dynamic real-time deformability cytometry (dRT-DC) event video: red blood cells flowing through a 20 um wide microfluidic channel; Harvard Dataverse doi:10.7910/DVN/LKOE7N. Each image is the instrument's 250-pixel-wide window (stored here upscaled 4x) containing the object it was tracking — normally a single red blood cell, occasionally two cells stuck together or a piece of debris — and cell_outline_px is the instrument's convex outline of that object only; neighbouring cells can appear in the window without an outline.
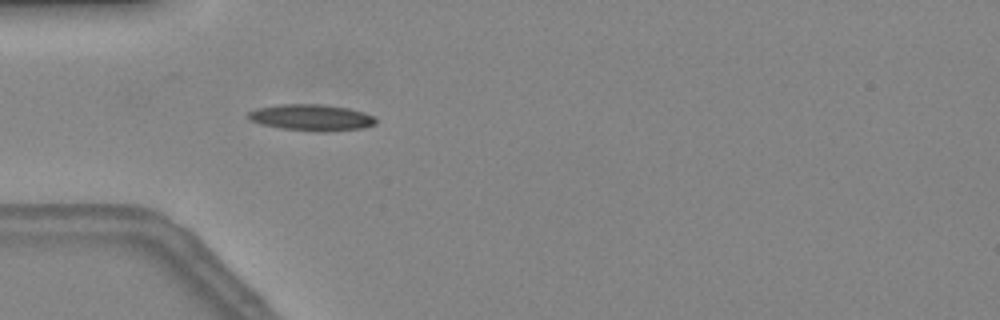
{"species": "common noctule bat (a hibernating species)", "species_latin": "Nyctalus noctula", "temperature_condition": "warm", "stored_images_in_passage": 48, "camera_frame_rate_fps": 3000, "um_per_image_px": 0.085, "animal": {"sex": "female", "body_mass_g": 24.6, "forearm_length_mm": 56.2}, "frame": {"image": 1, "passage_image": 15, "time_ms": 4.667, "image_size_px": [1000, 320], "cell_outline_px": [[376, 124], [364, 128], [324, 132], [320, 132], [280, 128], [260, 124], [244, 116], [248, 112], [256, 108], [280, 104], [320, 104], [348, 108], [364, 112], [372, 116], [376, 120]], "centroid_in_image_um": [26.45, 9.99], "position_along_channel_um": 58.6, "area_um2": 19.71}}
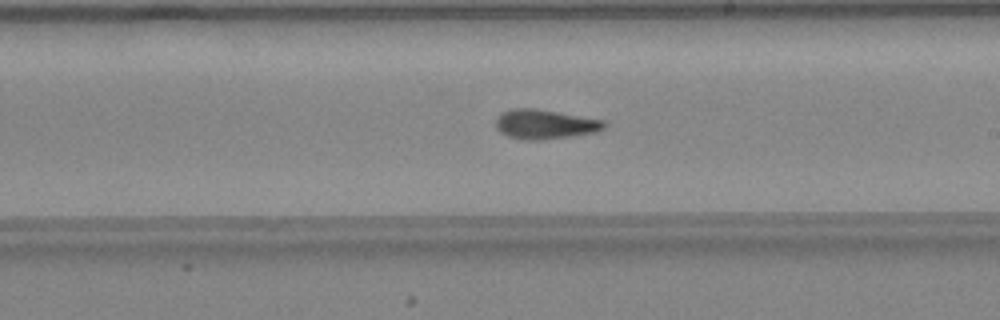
{"frame": {"image": 2, "passage_image": 28, "time_ms": 9.0, "image_size_px": [1000, 320], "cell_outline_px": [[608, 124], [604, 128], [596, 132], [540, 140], [528, 140], [508, 136], [500, 132], [496, 128], [496, 116], [500, 112], [512, 108], [536, 108], [604, 120]], "centroid_in_image_um": [46.29, 10.54], "position_along_channel_um": 242.7, "area_um2": 18.67}}
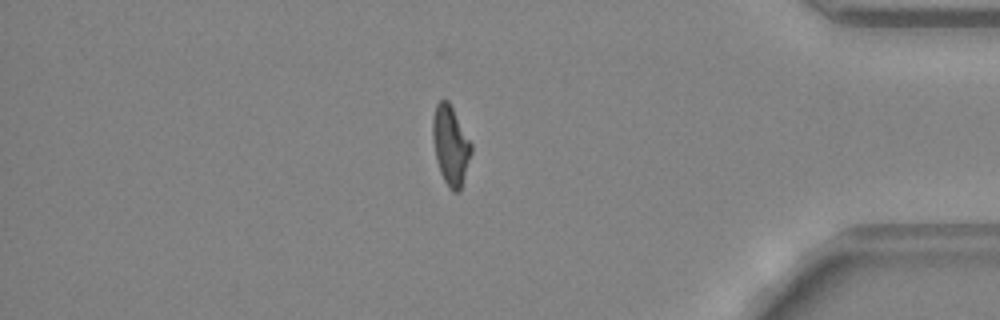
{"frame": {"image": 3, "passage_image": 41, "time_ms": 13.333, "image_size_px": [1000, 320], "cell_outline_px": [[472, 152], [460, 192], [452, 192], [448, 188], [440, 172], [436, 160], [432, 140], [432, 120], [436, 104], [440, 100], [448, 100], [472, 144]], "centroid_in_image_um": [38.29, 12.39], "position_along_channel_um": 396.9, "area_um2": 17.92}, "authors_computed_cell_mechanics": {"area_um2": 17.7157, "velocity_mm_per_s": 4.3279, "shape_relaxation_time_tau1_ms": null, "shape_relaxation_time_tau2_ms": 2.9666, "deformation_change_tau1": null, "deformation_change_tau2": 0.1089}}